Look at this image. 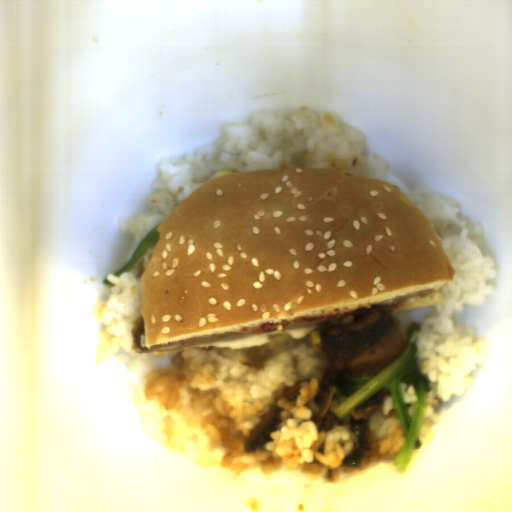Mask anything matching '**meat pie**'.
Returning <instances> with one entry per match:
<instances>
[{
	"mask_svg": "<svg viewBox=\"0 0 512 512\" xmlns=\"http://www.w3.org/2000/svg\"><path fill=\"white\" fill-rule=\"evenodd\" d=\"M144 322L142 315L133 322L131 335H132V348L137 354H150L154 357L164 356V355H178L183 352L185 349H192L193 346L205 344V343H213V342H221V341H229L236 338H240L243 336H247L240 333H220L211 336L201 337L197 339H192L183 342H176L170 344L157 345L155 347H142L141 345V337L144 336Z\"/></svg>",
	"mask_w": 512,
	"mask_h": 512,
	"instance_id": "obj_1",
	"label": "meat pie"
}]
</instances>
